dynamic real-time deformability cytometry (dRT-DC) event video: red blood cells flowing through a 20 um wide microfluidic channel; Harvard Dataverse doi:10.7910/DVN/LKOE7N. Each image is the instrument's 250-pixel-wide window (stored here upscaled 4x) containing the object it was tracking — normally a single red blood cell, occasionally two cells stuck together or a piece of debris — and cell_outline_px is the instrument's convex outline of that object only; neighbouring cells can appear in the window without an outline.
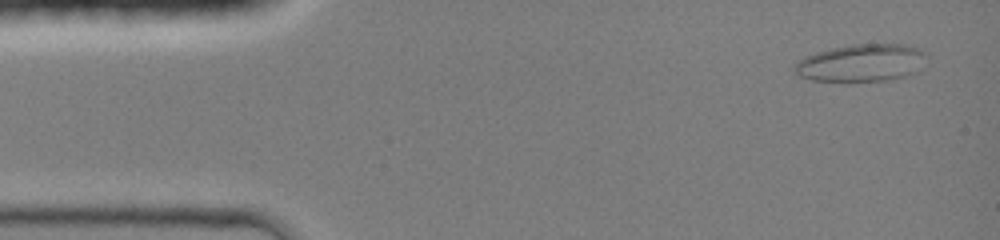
{"species": "common noctule bat (a hibernating species)", "species_latin": "Nyctalus noctula", "temperature_condition": "room temperature", "stored_images_in_passage": 40, "camera_frame_rate_fps": 3000, "um_per_image_px": 0.085, "animal": {"sex": "female", "body_mass_g": 19.0, "forearm_length_mm": 51.5}, "frame": {"image": 1, "passage_image": 1, "time_ms": 0.0, "image_size_px": [1000, 240], "cell_outline_px": [[928, 56], [924, 68], [908, 76], [888, 80], [844, 84], [812, 80], [800, 76], [792, 68], [804, 56], [816, 52], [832, 48], [852, 44], [908, 44], [920, 48], [928, 52]], "centroid_in_image_um": [73.29, 5.38], "position_along_channel_um": 11.7, "area_um2": 30.17}}
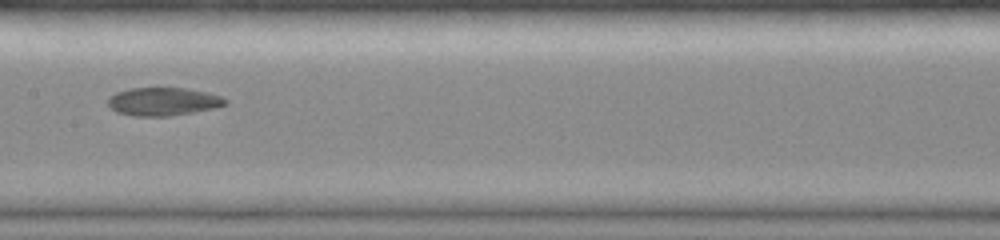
{"frame": {"image": 2, "passage_image": 21, "time_ms": 6.667, "image_size_px": [1000, 240], "cell_outline_px": [[228, 104], [212, 108], [192, 112], [168, 116], [132, 116], [116, 112], [108, 104], [108, 96], [116, 92], [128, 88], [188, 88], [208, 92], [220, 96], [228, 100]], "centroid_in_image_um": [13.85, 8.62], "position_along_channel_um": 193.6, "area_um2": 19.31}}
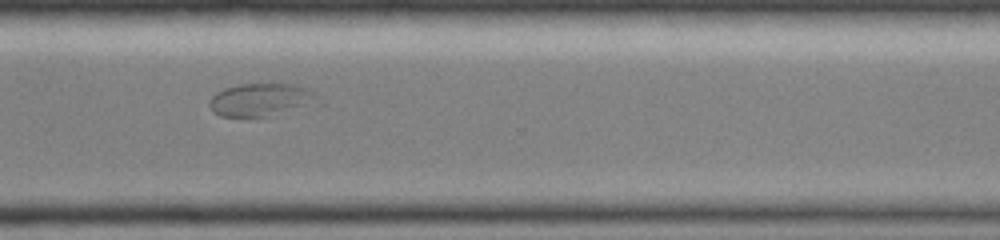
{"frame": {"image": 3, "passage_image": 32, "time_ms": 10.333, "image_size_px": [1000, 240], "cell_outline_px": [[312, 92], [300, 104], [264, 116], [220, 116], [212, 112], [208, 104], [208, 100], [216, 92], [224, 88], [240, 84], [296, 84]], "centroid_in_image_um": [21.8, 8.44], "position_along_channel_um": 348.8, "area_um2": 18.84}, "authors_computed_cell_mechanics": {"area_um2": 20.4034, "velocity_mm_per_s": 4.2095, "shape_relaxation_time_tau1_ms": null, "shape_relaxation_time_tau2_ms": 1.0048, "deformation_change_tau1": null, "deformation_change_tau2": 0.0371}}